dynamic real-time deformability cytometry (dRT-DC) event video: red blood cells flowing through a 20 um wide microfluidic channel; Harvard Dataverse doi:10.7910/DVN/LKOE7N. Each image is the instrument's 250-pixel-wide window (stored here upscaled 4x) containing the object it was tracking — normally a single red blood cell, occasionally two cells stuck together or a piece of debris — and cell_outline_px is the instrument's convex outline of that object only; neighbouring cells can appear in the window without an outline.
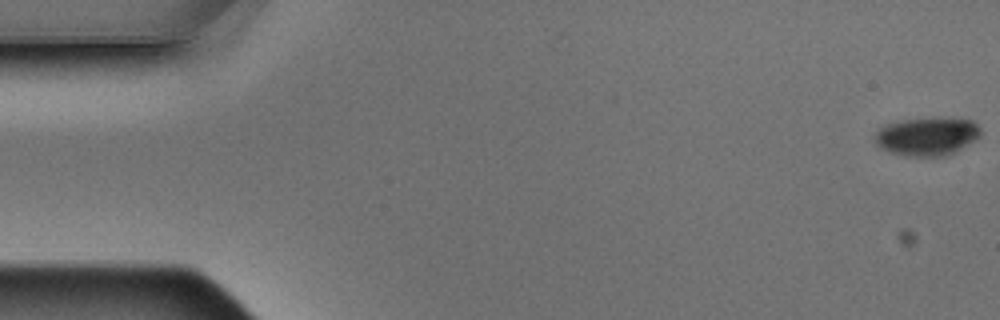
{"species": "Egyptian fruit bat (a non-hibernating species)", "species_latin": "Rousettus aegyptiacus", "temperature_condition": "warm", "stored_images_in_passage": 5, "camera_frame_rate_fps": 3000, "um_per_image_px": 0.085, "animal": {"sex": "male"}, "frame": {"image": 1, "passage_image": 1, "time_ms": 0.0, "image_size_px": [1000, 320], "cell_outline_px": [[980, 136], [976, 140], [944, 156], [904, 156], [880, 148], [876, 144], [876, 132], [880, 128], [888, 124], [900, 120], [936, 116], [940, 116], [972, 120], [980, 128]], "centroid_in_image_um": [78.81, 11.56], "position_along_channel_um": 6.2, "area_um2": 23.76}}
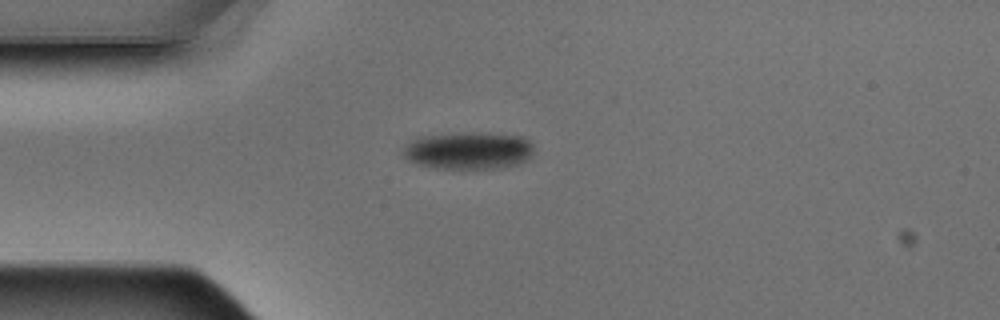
{"frame": {"image": 2, "passage_image": 5, "time_ms": 1.333, "image_size_px": [1000, 320], "cell_outline_px": [[532, 156], [516, 164], [496, 168], [436, 168], [416, 164], [408, 160], [404, 156], [404, 148], [416, 136], [460, 132], [484, 132], [524, 136], [532, 144]], "centroid_in_image_um": [39.8, 12.77], "position_along_channel_um": 45.2, "area_um2": 28.61}}